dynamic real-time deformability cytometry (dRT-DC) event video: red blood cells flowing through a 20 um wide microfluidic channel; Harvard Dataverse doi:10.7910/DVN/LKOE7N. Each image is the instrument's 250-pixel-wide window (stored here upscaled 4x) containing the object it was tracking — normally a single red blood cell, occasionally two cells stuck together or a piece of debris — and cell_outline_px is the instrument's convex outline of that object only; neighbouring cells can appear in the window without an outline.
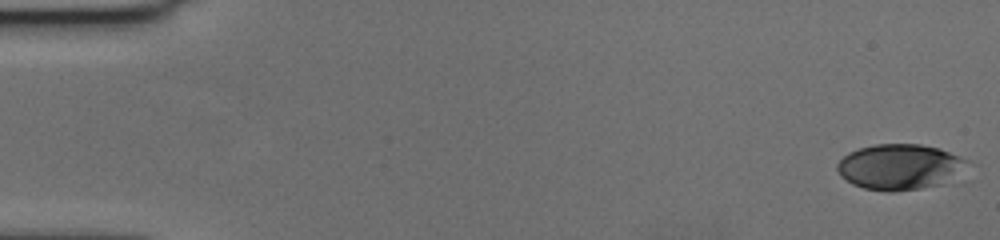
{"species": "human", "species_latin": "Homo sapiens", "temperature_condition": "cold", "stored_images_in_passage": 57, "camera_frame_rate_fps": 3000, "um_per_image_px": 0.085, "donor": {"sex": "female"}, "frame": {"image": 1, "passage_image": 1, "time_ms": 0.0, "image_size_px": [1000, 240], "cell_outline_px": [[968, 160], [944, 184], [896, 192], [888, 192], [864, 188], [852, 184], [840, 176], [836, 168], [836, 164], [848, 152], [860, 148], [876, 144], [920, 144], [940, 148], [960, 156]], "centroid_in_image_um": [76.39, 14.18], "position_along_channel_um": 8.6, "area_um2": 34.22}}
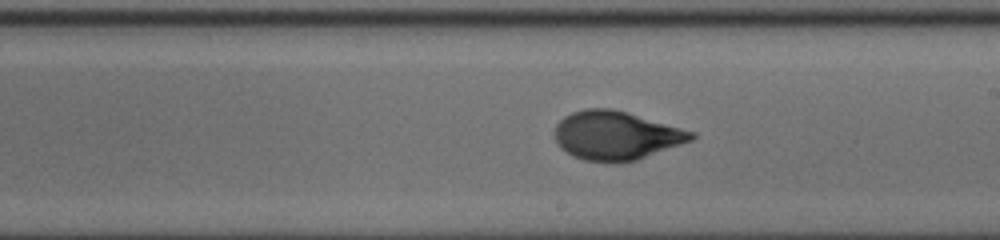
{"frame": {"image": 2, "passage_image": 33, "time_ms": 10.667, "image_size_px": [1000, 240], "cell_outline_px": [[696, 136], [692, 140], [636, 160], [620, 164], [584, 160], [572, 156], [560, 148], [556, 140], [556, 124], [564, 116], [572, 112], [584, 108], [612, 108], [628, 112], [696, 132]], "centroid_in_image_um": [52.36, 11.52], "position_along_channel_um": 236.6, "area_um2": 39.02}}
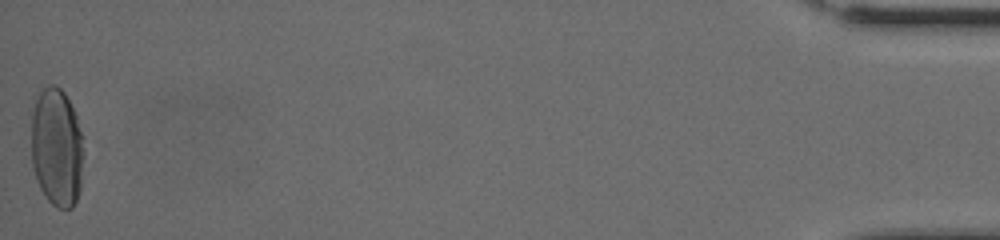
{"frame": {"image": 3, "passage_image": 57, "time_ms": 18.667, "image_size_px": [1000, 240], "cell_outline_px": [[84, 152], [80, 188], [76, 200], [72, 208], [56, 208], [48, 200], [40, 188], [36, 180], [32, 168], [32, 96], [48, 84], [56, 84], [64, 92], [76, 116], [84, 136]], "centroid_in_image_um": [4.82, 12.48], "position_along_channel_um": 430.4, "area_um2": 37.17}, "authors_computed_cell_mechanics": {"area_um2": 36.8186, "velocity_mm_per_s": 3.6379, "shape_relaxation_time_tau1_ms": 4.2267, "shape_relaxation_time_tau2_ms": 0.7921, "deformation_change_tau1": 0.185, "deformation_change_tau2": 0.0526}}